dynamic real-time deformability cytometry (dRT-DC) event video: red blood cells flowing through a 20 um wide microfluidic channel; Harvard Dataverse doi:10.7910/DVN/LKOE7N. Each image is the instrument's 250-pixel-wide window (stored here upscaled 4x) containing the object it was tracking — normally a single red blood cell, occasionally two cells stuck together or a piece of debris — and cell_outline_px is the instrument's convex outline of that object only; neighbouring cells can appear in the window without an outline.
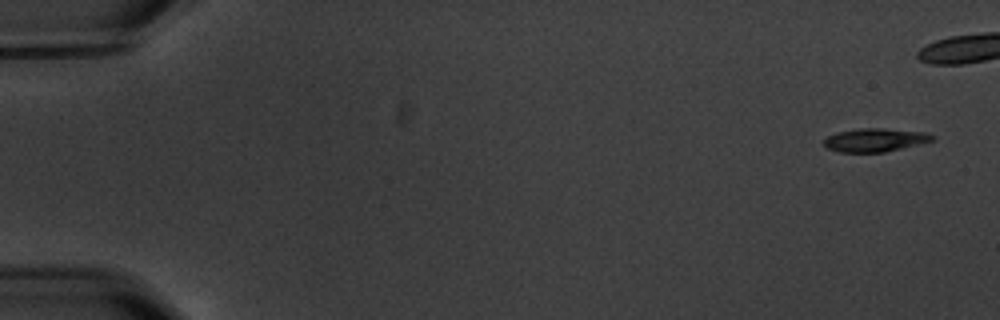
{"species": "common noctule bat (a hibernating species)", "species_latin": "Nyctalus noctula", "temperature_condition": "warm", "stored_images_in_passage": 8, "camera_frame_rate_fps": 3000, "um_per_image_px": 0.085, "animal": {"sex": "male", "body_mass_g": 20.1, "forearm_length_mm": 53.5}, "frame": {"image": 1, "passage_image": 1, "time_ms": 0.0, "image_size_px": [1000, 320], "cell_outline_px": [[936, 140], [884, 152], [840, 152], [828, 148], [824, 144], [824, 140], [828, 136], [836, 132], [856, 128], [884, 128], [924, 132], [936, 136]], "centroid_in_image_um": [74.4, 11.89], "position_along_channel_um": 10.6, "area_um2": 14.8}}